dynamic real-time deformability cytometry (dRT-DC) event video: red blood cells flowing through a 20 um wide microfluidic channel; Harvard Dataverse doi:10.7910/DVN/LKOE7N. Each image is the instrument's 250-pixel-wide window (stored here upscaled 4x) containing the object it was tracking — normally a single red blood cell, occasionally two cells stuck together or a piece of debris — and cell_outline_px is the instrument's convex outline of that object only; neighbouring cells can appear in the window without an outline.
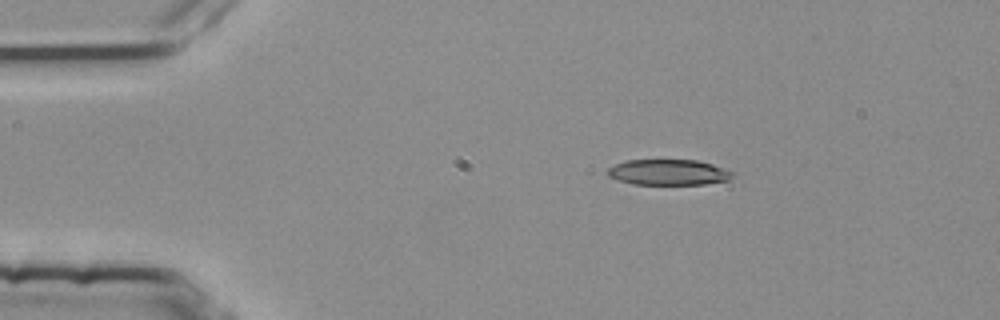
{"species": "common noctule bat (a hibernating species)", "species_latin": "Nyctalus noctula", "temperature_condition": "room temperature", "stored_images_in_passage": 4, "camera_frame_rate_fps": 3000, "um_per_image_px": 0.085, "animal": {"sex": "female", "body_mass_g": 25.1}, "frame": {"image": 1, "passage_image": 2, "time_ms": 0.333, "image_size_px": [1000, 320], "cell_outline_px": [[732, 176], [728, 180], [704, 184], [632, 184], [608, 176], [608, 168], [624, 160], [696, 160], [712, 164], [732, 172]], "centroid_in_image_um": [56.79, 14.64], "position_along_channel_um": 28.2, "area_um2": 18.44}}
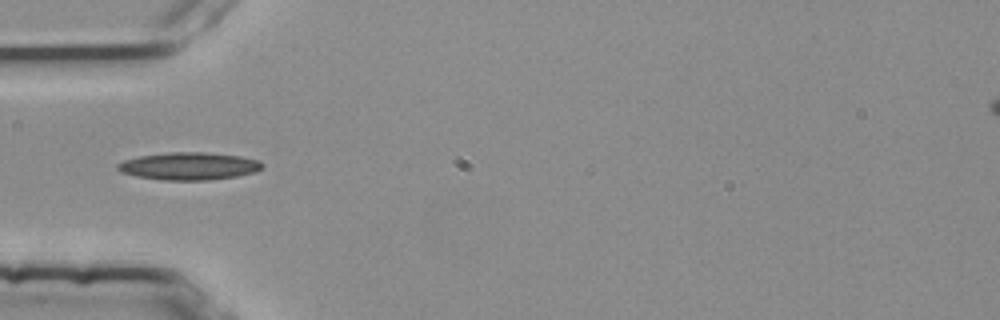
{"frame": {"image": 2, "passage_image": 4, "time_ms": 1.0, "image_size_px": [1000, 320], "cell_outline_px": [[264, 168], [252, 172], [236, 176], [208, 180], [164, 180], [136, 176], [120, 172], [116, 168], [116, 164], [124, 160], [140, 156], [168, 152], [204, 152], [240, 156], [260, 160], [264, 164]], "centroid_in_image_um": [16.06, 14.11], "position_along_channel_um": 68.9, "area_um2": 23.24}}